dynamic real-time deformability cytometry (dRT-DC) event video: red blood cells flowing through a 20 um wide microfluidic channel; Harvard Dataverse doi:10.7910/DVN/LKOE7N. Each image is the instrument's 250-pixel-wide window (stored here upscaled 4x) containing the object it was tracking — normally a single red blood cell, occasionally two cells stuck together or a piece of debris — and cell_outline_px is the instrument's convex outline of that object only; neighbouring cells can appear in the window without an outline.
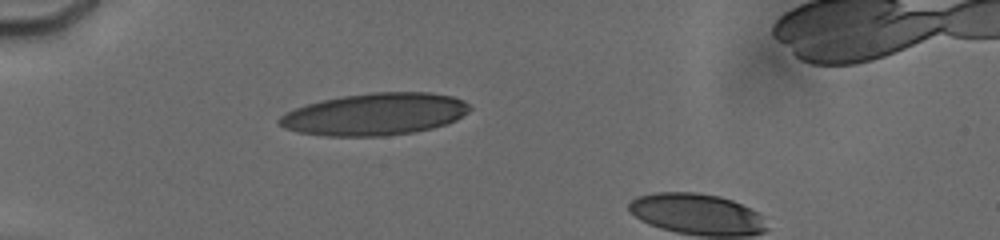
{"species": "human", "species_latin": "Homo sapiens", "temperature_condition": "cold", "stored_images_in_passage": 13, "camera_frame_rate_fps": 3000, "um_per_image_px": 0.085, "donor": {"sex": "male"}, "frame": {"image": 1, "passage_image": 1, "time_ms": 0.0, "image_size_px": [1000, 240], "cell_outline_px": [[472, 108], [468, 112], [456, 120], [432, 128], [412, 132], [384, 136], [324, 136], [300, 132], [284, 128], [276, 120], [284, 112], [308, 104], [324, 100], [344, 96], [372, 92], [428, 92], [452, 96], [464, 100]], "centroid_in_image_um": [31.87, 9.71], "position_along_channel_um": 53.1, "area_um2": 46.59}}
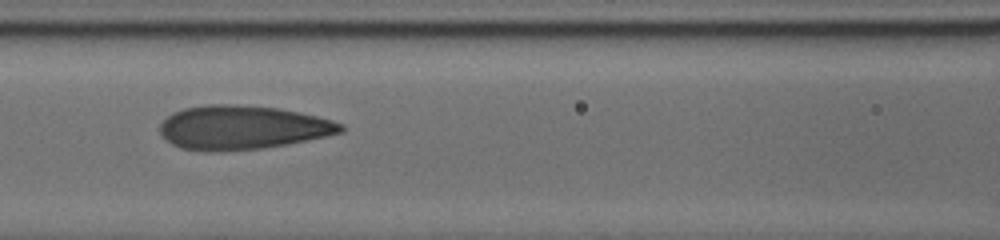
{"frame": {"image": 2, "passage_image": 7, "time_ms": 3.0, "image_size_px": [1000, 240], "cell_outline_px": [[344, 132], [288, 144], [264, 148], [180, 148], [172, 144], [160, 132], [160, 124], [172, 112], [184, 108], [208, 104], [232, 104], [280, 108], [316, 116], [332, 120], [344, 124]], "centroid_in_image_um": [20.66, 10.79], "position_along_channel_um": 145.9, "area_um2": 45.08}}
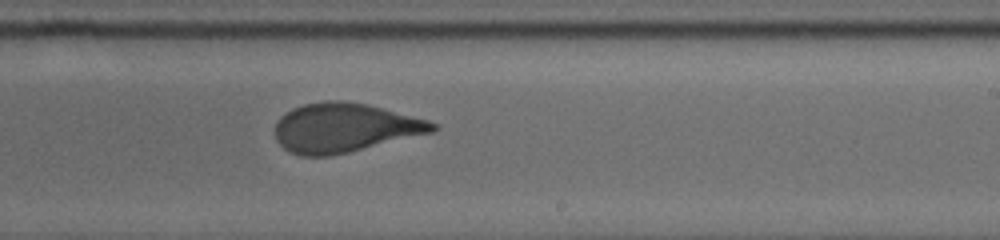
{"frame": {"image": 3, "passage_image": 13, "time_ms": 6.0, "image_size_px": [1000, 240], "cell_outline_px": [[440, 128], [432, 132], [348, 152], [328, 156], [300, 156], [284, 148], [276, 140], [276, 124], [280, 116], [292, 108], [304, 104], [324, 100], [344, 100], [368, 104], [428, 120], [436, 124]], "centroid_in_image_um": [29.27, 10.84], "position_along_channel_um": 259.7, "area_um2": 44.91}}